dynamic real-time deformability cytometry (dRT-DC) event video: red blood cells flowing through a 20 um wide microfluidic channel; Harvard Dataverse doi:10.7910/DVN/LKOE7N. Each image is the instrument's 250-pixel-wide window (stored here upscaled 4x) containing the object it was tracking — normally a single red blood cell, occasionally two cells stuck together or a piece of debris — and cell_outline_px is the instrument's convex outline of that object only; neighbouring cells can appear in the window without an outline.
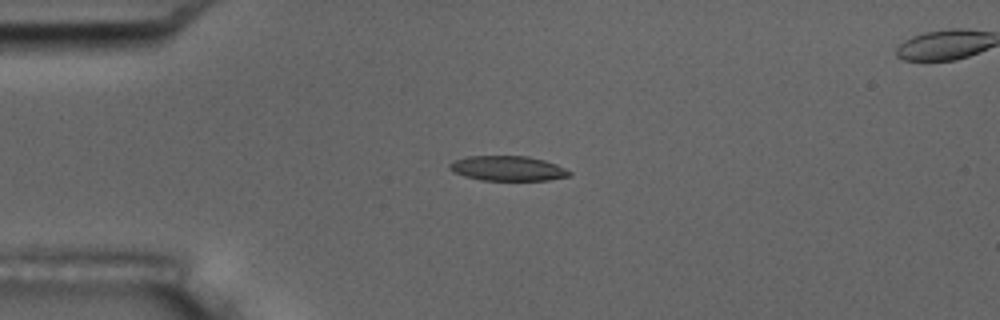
{"species": "common noctule bat (a hibernating species)", "species_latin": "Nyctalus noctula", "temperature_condition": "room temperature", "stored_images_in_passage": 6, "camera_frame_rate_fps": 3000, "um_per_image_px": 0.085, "animal": {"sex": "male", "body_mass_g": 17.5, "forearm_length_mm": 52.3}, "frame": {"image": 1, "passage_image": 4, "time_ms": 3.667, "image_size_px": [1000, 320], "cell_outline_px": [[572, 176], [548, 180], [480, 180], [464, 176], [452, 172], [448, 168], [448, 164], [452, 160], [468, 156], [528, 156], [544, 160], [556, 164], [572, 172]], "centroid_in_image_um": [43.13, 14.31], "position_along_channel_um": 41.9, "area_um2": 17.57}}